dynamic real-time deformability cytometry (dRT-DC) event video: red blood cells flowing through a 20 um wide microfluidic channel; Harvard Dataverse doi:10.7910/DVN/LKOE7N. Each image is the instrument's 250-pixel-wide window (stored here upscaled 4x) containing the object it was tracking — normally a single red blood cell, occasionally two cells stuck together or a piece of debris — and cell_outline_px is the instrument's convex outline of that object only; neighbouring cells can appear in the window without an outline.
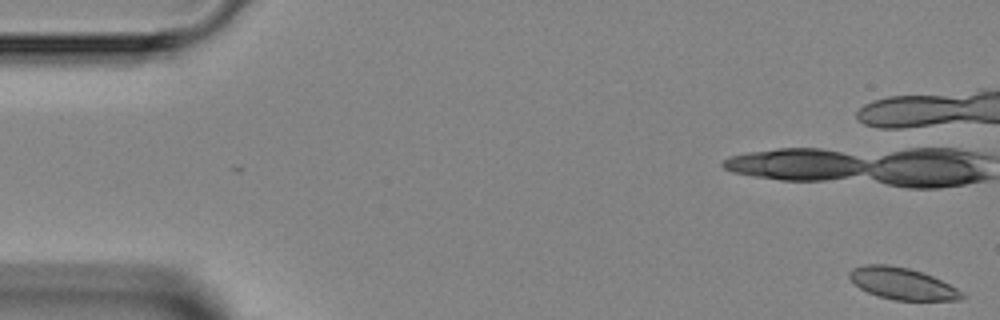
{"species": "Egyptian fruit bat (a non-hibernating species)", "species_latin": "Rousettus aegyptiacus", "temperature_condition": "room temperature", "stored_images_in_passage": 4, "camera_frame_rate_fps": 3000, "um_per_image_px": 0.085, "animal": {"sex": "female"}, "frame": {"image": 1, "passage_image": 1, "time_ms": 0.0, "image_size_px": [1000, 320], "cell_outline_px": [[968, 296], [960, 300], [892, 300], [876, 296], [860, 288], [848, 276], [848, 272], [852, 268], [864, 264], [888, 264], [908, 268], [932, 276], [964, 292]], "centroid_in_image_um": [76.69, 24.11], "position_along_channel_um": 8.3, "area_um2": 20.87}}